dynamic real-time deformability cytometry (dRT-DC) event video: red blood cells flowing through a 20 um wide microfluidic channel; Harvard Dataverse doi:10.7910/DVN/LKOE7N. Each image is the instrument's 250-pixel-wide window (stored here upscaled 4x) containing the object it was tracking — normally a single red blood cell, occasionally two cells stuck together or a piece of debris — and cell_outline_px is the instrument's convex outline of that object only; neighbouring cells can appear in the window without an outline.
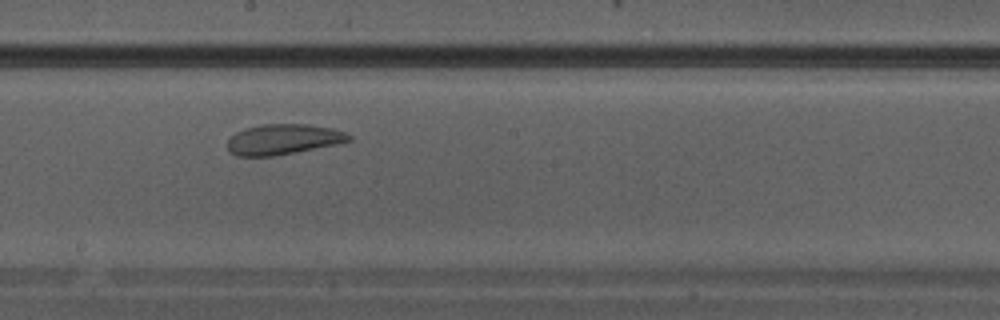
{"species": "Egyptian fruit bat (a non-hibernating species)", "species_latin": "Rousettus aegyptiacus", "temperature_condition": "warm", "stored_images_in_passage": 17, "camera_frame_rate_fps": 3000, "um_per_image_px": 0.085, "animal": {"sex": "male"}, "frame": {"image": 1, "passage_image": 12, "time_ms": 3.667, "image_size_px": [1000, 320], "cell_outline_px": [[352, 140], [336, 144], [276, 156], [236, 156], [228, 152], [228, 140], [236, 132], [244, 128], [264, 124], [308, 124], [332, 128], [344, 132], [352, 136]], "centroid_in_image_um": [24.06, 11.85], "position_along_channel_um": 224.1, "area_um2": 21.56}}